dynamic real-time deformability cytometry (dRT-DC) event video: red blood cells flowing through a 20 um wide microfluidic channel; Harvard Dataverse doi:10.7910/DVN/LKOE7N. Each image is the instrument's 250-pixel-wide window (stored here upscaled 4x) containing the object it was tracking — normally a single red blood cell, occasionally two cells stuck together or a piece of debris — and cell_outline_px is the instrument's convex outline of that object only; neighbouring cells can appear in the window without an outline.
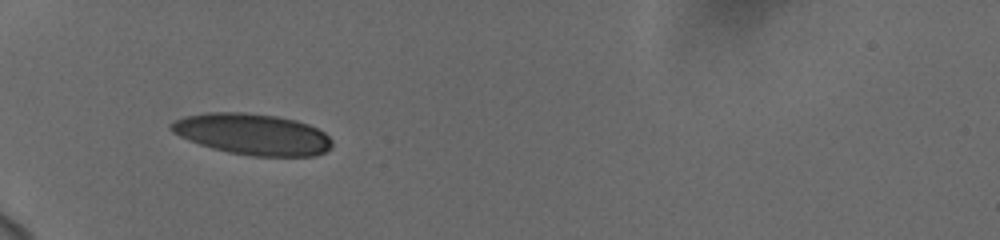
{"species": "human", "species_latin": "Homo sapiens", "temperature_condition": "cold", "stored_images_in_passage": 37, "camera_frame_rate_fps": 3000, "um_per_image_px": 0.085, "donor": {"sex": "female"}, "frame": {"image": 1, "passage_image": 1, "time_ms": 0.0, "image_size_px": [1000, 240], "cell_outline_px": [[332, 148], [316, 156], [252, 156], [228, 152], [212, 148], [188, 140], [172, 132], [168, 128], [168, 124], [172, 120], [184, 116], [204, 112], [244, 112], [276, 116], [296, 120], [308, 124], [324, 132], [332, 140]], "centroid_in_image_um": [21.43, 11.4], "position_along_channel_um": 63.6, "area_um2": 38.96}}
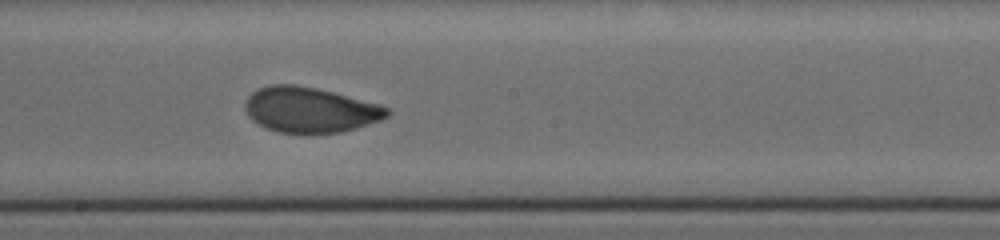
{"frame": {"image": 2, "passage_image": 15, "time_ms": 4.667, "image_size_px": [1000, 240], "cell_outline_px": [[392, 112], [388, 116], [380, 120], [356, 128], [340, 132], [280, 132], [264, 128], [252, 120], [248, 116], [244, 108], [244, 104], [248, 96], [252, 92], [260, 88], [272, 84], [292, 84], [316, 88], [380, 104], [388, 108]], "centroid_in_image_um": [26.34, 9.33], "position_along_channel_um": 221.9, "area_um2": 37.28}}
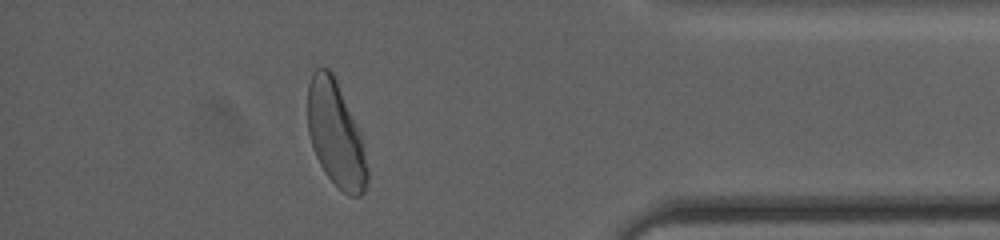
{"frame": {"image": 3, "passage_image": 32, "time_ms": 10.333, "image_size_px": [1000, 240], "cell_outline_px": [[368, 180], [364, 192], [360, 196], [348, 196], [324, 172], [316, 156], [308, 132], [308, 84], [312, 72], [316, 68], [328, 68], [332, 72], [336, 80], [364, 140], [368, 168]], "centroid_in_image_um": [28.56, 11.42], "position_along_channel_um": 406.6, "area_um2": 36.59}, "authors_computed_cell_mechanics": {"area_um2": 37.6278, "velocity_mm_per_s": 3.6947, "shape_relaxation_time_tau1_ms": 4.655, "shape_relaxation_time_tau2_ms": 0.9061, "deformation_change_tau1": 0.1569, "deformation_change_tau2": 0.0461}}